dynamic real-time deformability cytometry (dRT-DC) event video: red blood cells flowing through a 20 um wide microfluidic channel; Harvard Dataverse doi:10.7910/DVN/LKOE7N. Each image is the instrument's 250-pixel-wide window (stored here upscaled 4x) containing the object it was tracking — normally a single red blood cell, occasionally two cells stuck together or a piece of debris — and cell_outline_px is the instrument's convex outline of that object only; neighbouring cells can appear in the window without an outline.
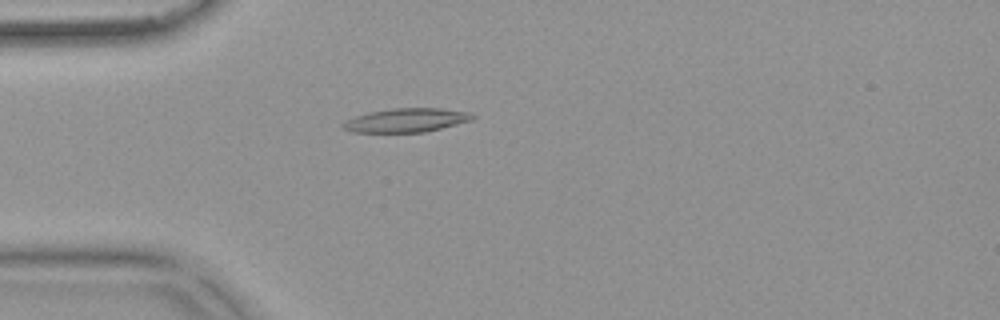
{"species": "common noctule bat (a hibernating species)", "species_latin": "Nyctalus noctula", "temperature_condition": "warm", "stored_images_in_passage": 47, "camera_frame_rate_fps": 3000, "um_per_image_px": 0.085, "animal": {"sex": "female", "body_mass_g": 18.4}, "frame": {"image": 1, "passage_image": 8, "time_ms": 2.333, "image_size_px": [1000, 320], "cell_outline_px": [[476, 116], [472, 120], [424, 132], [352, 132], [344, 128], [344, 124], [348, 120], [356, 116], [368, 112], [392, 108], [440, 108], [468, 112]], "centroid_in_image_um": [34.57, 10.21], "position_along_channel_um": 50.4, "area_um2": 17.69}}
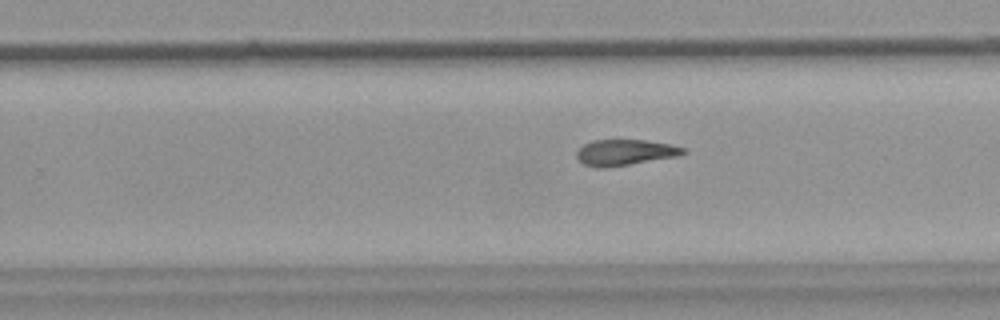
{"frame": {"image": 2, "passage_image": 27, "time_ms": 8.667, "image_size_px": [1000, 320], "cell_outline_px": [[688, 152], [680, 156], [604, 168], [596, 168], [584, 164], [576, 156], [576, 152], [584, 144], [592, 140], [644, 140], [672, 144], [684, 148]], "centroid_in_image_um": [53.15, 12.95], "position_along_channel_um": 276.6, "area_um2": 16.13}}
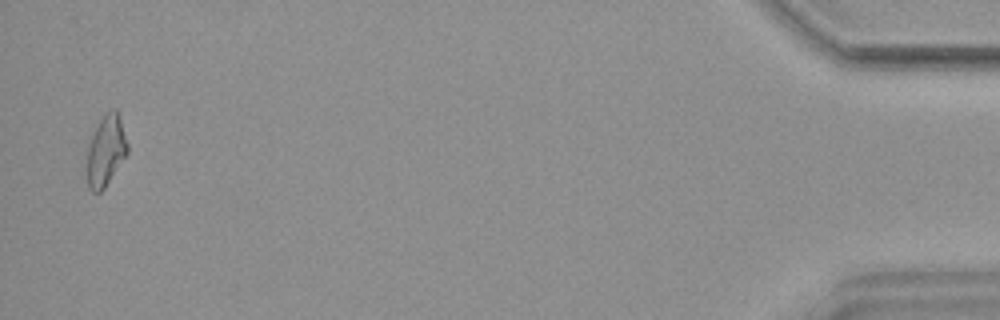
{"frame": {"image": 3, "passage_image": 46, "time_ms": 15.0, "image_size_px": [1000, 320], "cell_outline_px": [[128, 152], [104, 188], [100, 192], [92, 192], [88, 188], [88, 144], [96, 124], [104, 112], [112, 108], [116, 108], [120, 116], [128, 144]], "centroid_in_image_um": [9.01, 12.73], "position_along_channel_um": 426.2, "area_um2": 16.76}, "authors_computed_cell_mechanics": {"area_um2": 16.762, "velocity_mm_per_s": 3.7528, "shape_relaxation_time_tau1_ms": null, "shape_relaxation_time_tau2_ms": 5.8202, "deformation_change_tau1": null, "deformation_change_tau2": 0.1519}}